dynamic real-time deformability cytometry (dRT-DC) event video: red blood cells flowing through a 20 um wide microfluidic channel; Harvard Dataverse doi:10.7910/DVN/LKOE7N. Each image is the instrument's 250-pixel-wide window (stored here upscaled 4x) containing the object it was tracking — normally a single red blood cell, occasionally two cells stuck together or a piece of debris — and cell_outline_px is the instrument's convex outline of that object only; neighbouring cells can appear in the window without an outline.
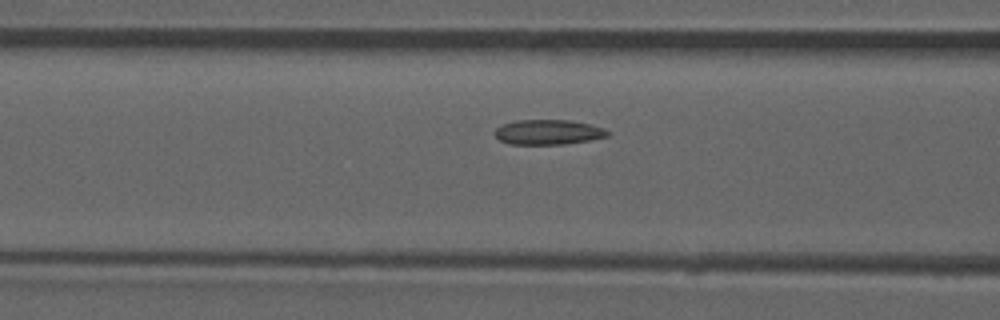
{"species": "common noctule bat (a hibernating species)", "species_latin": "Nyctalus noctula", "temperature_condition": "room temperature", "stored_images_in_passage": 28, "camera_frame_rate_fps": 3000, "um_per_image_px": 0.085, "animal": {"sex": "male", "forearm_length_mm": 52.5}, "frame": {"image": 1, "passage_image": 8, "time_ms": 2.333, "image_size_px": [1000, 320], "cell_outline_px": [[612, 132], [608, 136], [588, 140], [564, 144], [508, 144], [500, 140], [496, 136], [496, 128], [504, 124], [516, 120], [568, 120], [588, 124], [604, 128]], "centroid_in_image_um": [46.61, 11.23], "position_along_channel_um": 120.0, "area_um2": 16.24}, "authors_computed_cell_mechanics": {"area_um2": 16.2129, "velocity_mm_per_s": 3.8934, "shape_relaxation_time_tau1_ms": null, "shape_relaxation_time_tau2_ms": 3.2817, "deformation_change_tau1": null, "deformation_change_tau2": 0.0685}}